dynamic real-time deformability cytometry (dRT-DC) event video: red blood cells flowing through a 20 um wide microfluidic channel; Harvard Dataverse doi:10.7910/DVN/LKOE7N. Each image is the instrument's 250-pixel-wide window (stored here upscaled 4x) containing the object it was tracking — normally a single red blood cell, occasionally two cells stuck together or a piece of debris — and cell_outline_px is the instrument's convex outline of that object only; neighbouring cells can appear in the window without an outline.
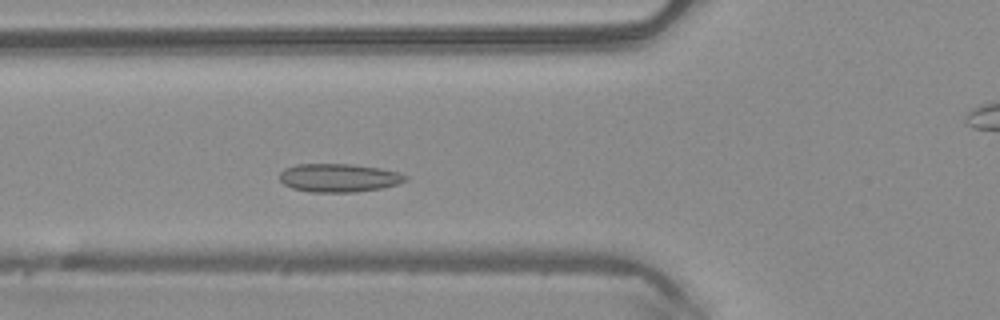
{"species": "common noctule bat (a hibernating species)", "species_latin": "Nyctalus noctula", "temperature_condition": "warm", "stored_images_in_passage": 45, "camera_frame_rate_fps": 3000, "um_per_image_px": 0.085, "animal": {"sex": "male", "body_mass_g": 20.4}, "frame": {"image": 1, "passage_image": 12, "time_ms": 3.667, "image_size_px": [1000, 320], "cell_outline_px": [[408, 180], [396, 184], [380, 188], [356, 192], [312, 192], [292, 188], [284, 184], [280, 180], [280, 172], [284, 168], [296, 164], [352, 164], [380, 168], [396, 172], [408, 176]], "centroid_in_image_um": [28.78, 15.11], "position_along_channel_um": 97.0, "area_um2": 20.75}}
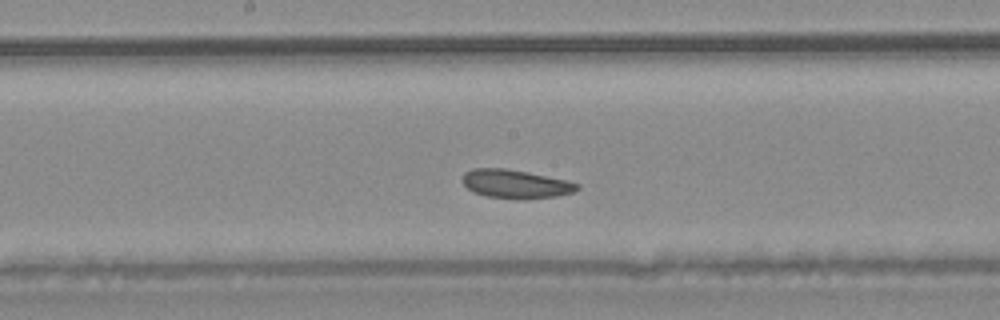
{"frame": {"image": 2, "passage_image": 20, "time_ms": 6.333, "image_size_px": [1000, 320], "cell_outline_px": [[580, 188], [572, 192], [556, 196], [528, 200], [520, 200], [484, 196], [472, 192], [460, 180], [464, 172], [472, 168], [504, 168], [528, 172], [564, 180], [580, 184]], "centroid_in_image_um": [43.77, 15.65], "position_along_channel_um": 204.4, "area_um2": 19.42}}
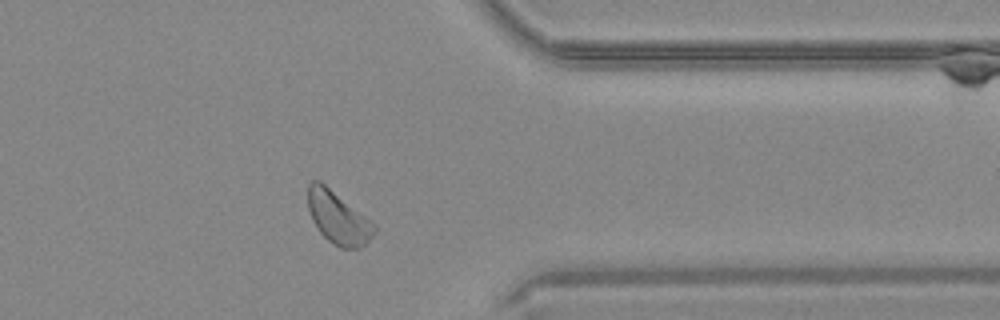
{"frame": {"image": 3, "passage_image": 34, "time_ms": 11.0, "image_size_px": [1000, 320], "cell_outline_px": [[376, 232], [360, 248], [340, 248], [328, 240], [320, 232], [312, 220], [308, 208], [308, 184], [312, 180], [320, 180], [368, 220], [376, 228]], "centroid_in_image_um": [28.68, 18.51], "position_along_channel_um": 382.7, "area_um2": 19.65}}